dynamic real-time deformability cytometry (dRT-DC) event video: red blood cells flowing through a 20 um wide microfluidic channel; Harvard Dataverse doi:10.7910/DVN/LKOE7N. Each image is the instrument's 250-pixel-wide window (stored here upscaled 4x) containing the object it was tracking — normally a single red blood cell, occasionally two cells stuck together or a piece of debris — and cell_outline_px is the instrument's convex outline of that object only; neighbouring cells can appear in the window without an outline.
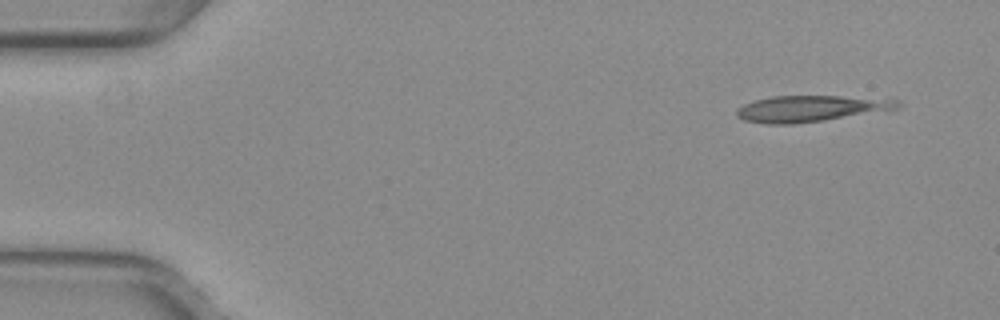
{"species": "common noctule bat (a hibernating species)", "species_latin": "Nyctalus noctula", "temperature_condition": "warm", "stored_images_in_passage": 4, "camera_frame_rate_fps": 3000, "um_per_image_px": 0.085, "animal": {"sex": "female", "body_mass_g": 29.2, "forearm_length_mm": 56.3}, "frame": {"image": 1, "passage_image": 1, "time_ms": 0.0, "image_size_px": [1000, 320], "cell_outline_px": [[900, 108], [820, 120], [792, 124], [764, 124], [744, 120], [736, 116], [736, 112], [744, 104], [756, 100], [772, 96], [840, 96], [900, 100]], "centroid_in_image_um": [68.86, 9.22], "position_along_channel_um": 16.1, "area_um2": 24.04}}